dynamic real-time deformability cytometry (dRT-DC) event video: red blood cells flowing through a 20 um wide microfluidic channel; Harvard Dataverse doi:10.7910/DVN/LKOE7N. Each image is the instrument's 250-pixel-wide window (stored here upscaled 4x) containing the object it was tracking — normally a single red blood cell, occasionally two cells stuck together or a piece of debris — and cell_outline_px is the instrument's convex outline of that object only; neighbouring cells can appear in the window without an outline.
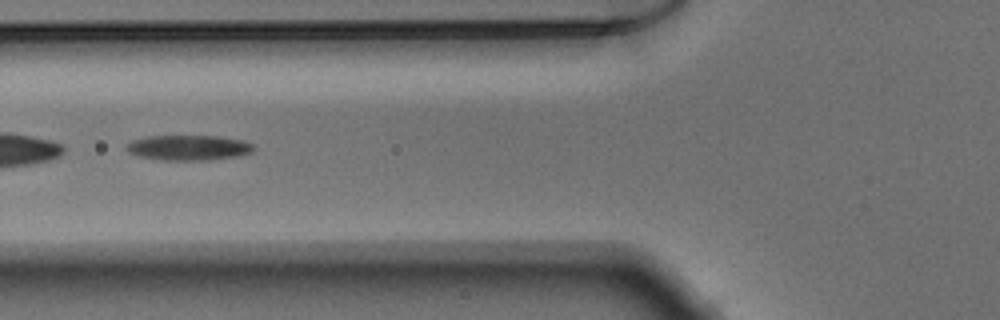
{"species": "Egyptian fruit bat (a non-hibernating species)", "species_latin": "Rousettus aegyptiacus", "temperature_condition": "warm", "stored_images_in_passage": 50, "segment_of_instrument_passage": [2, 2], "camera_frame_rate_fps": 3000, "um_per_image_px": 0.085, "animal": {"sex": "male"}, "frame": {"image": 1, "passage_image": 20, "time_ms": 6.333, "image_size_px": [1000, 320], "cell_outline_px": [[256, 148], [252, 152], [240, 156], [212, 160], [164, 160], [140, 156], [128, 152], [128, 144], [132, 140], [148, 136], [220, 136], [244, 140], [252, 144]], "centroid_in_image_um": [16.11, 12.55], "position_along_channel_um": 109.7, "area_um2": 18.73}}
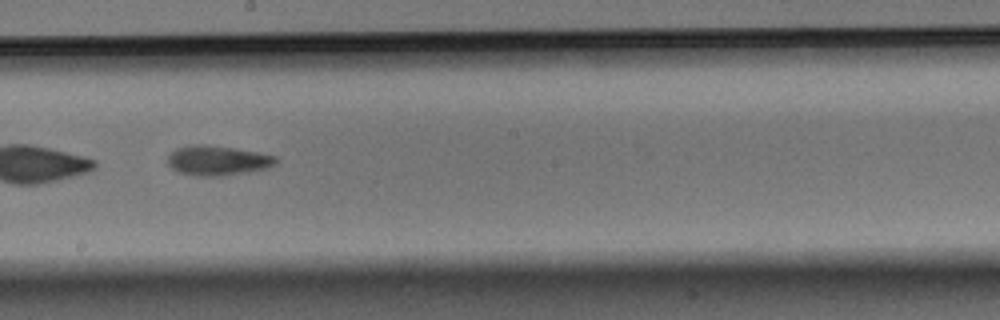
{"frame": {"image": 2, "passage_image": 29, "time_ms": 9.333, "image_size_px": [1000, 320], "cell_outline_px": [[276, 164], [268, 168], [248, 172], [220, 176], [196, 176], [180, 172], [172, 168], [168, 164], [168, 156], [176, 148], [196, 144], [204, 144], [232, 148], [256, 152], [276, 156]], "centroid_in_image_um": [18.49, 13.65], "position_along_channel_um": 229.7, "area_um2": 18.61}}